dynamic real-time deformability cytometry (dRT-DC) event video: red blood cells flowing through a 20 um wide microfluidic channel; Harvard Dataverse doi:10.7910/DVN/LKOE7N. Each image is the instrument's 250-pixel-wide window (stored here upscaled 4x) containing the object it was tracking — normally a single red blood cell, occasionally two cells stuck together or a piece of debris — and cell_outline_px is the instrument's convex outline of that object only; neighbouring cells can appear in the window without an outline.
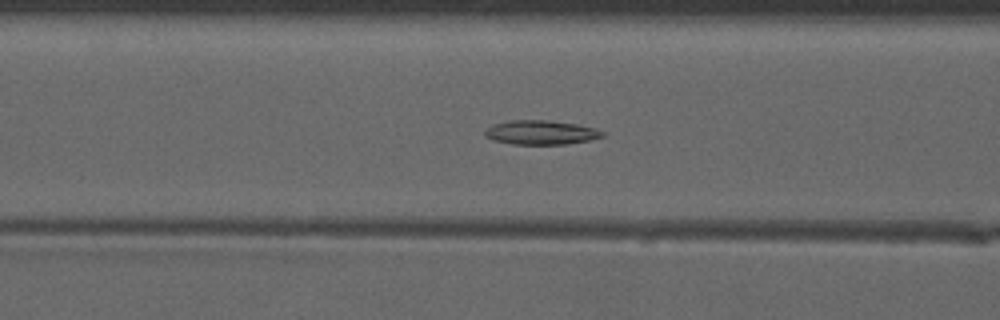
{"species": "common noctule bat (a hibernating species)", "species_latin": "Nyctalus noctula", "temperature_condition": "warm", "stored_images_in_passage": 51, "camera_frame_rate_fps": 3000, "um_per_image_px": 0.085, "animal": {"sex": "male", "forearm_length_mm": 52.5}, "frame": {"image": 1, "passage_image": 21, "time_ms": 6.667, "image_size_px": [1000, 320], "cell_outline_px": [[604, 136], [588, 140], [564, 144], [512, 144], [492, 140], [484, 136], [484, 128], [492, 124], [508, 120], [544, 120], [576, 124], [592, 128], [604, 132]], "centroid_in_image_um": [45.87, 11.25], "position_along_channel_um": 120.7, "area_um2": 16.53}}
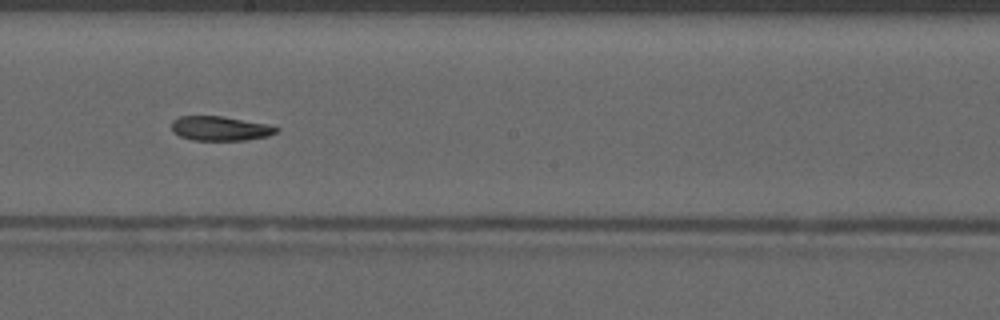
{"frame": {"image": 2, "passage_image": 29, "time_ms": 9.333, "image_size_px": [1000, 320], "cell_outline_px": [[280, 128], [276, 132], [268, 136], [244, 140], [192, 140], [180, 136], [172, 132], [172, 120], [180, 116], [220, 116], [268, 124]], "centroid_in_image_um": [18.69, 10.92], "position_along_channel_um": 229.5, "area_um2": 14.85}}
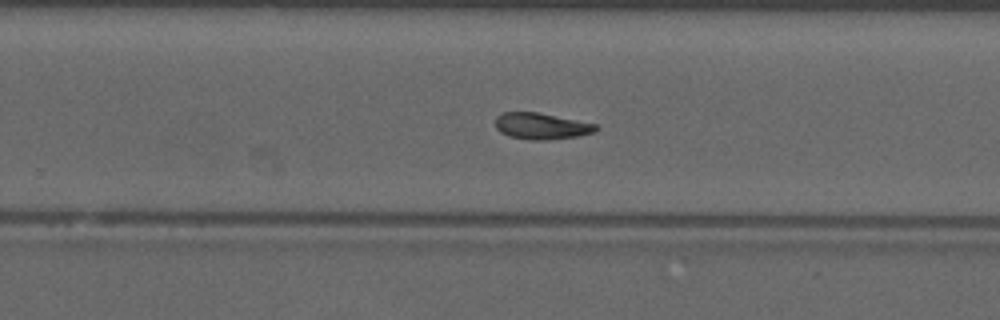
{"frame": {"image": 3, "passage_image": 33, "time_ms": 10.667, "image_size_px": [1000, 320], "cell_outline_px": [[600, 128], [596, 132], [580, 136], [544, 140], [532, 140], [508, 136], [500, 132], [496, 128], [496, 116], [500, 112], [536, 112], [596, 124]], "centroid_in_image_um": [46.02, 10.72], "position_along_channel_um": 283.8, "area_um2": 15.49}, "authors_computed_cell_mechanics": {"area_um2": 16.0684, "velocity_mm_per_s": 4.0983, "shape_relaxation_time_tau1_ms": null, "shape_relaxation_time_tau2_ms": 3.5317, "deformation_change_tau1": null, "deformation_change_tau2": 0.1159}}